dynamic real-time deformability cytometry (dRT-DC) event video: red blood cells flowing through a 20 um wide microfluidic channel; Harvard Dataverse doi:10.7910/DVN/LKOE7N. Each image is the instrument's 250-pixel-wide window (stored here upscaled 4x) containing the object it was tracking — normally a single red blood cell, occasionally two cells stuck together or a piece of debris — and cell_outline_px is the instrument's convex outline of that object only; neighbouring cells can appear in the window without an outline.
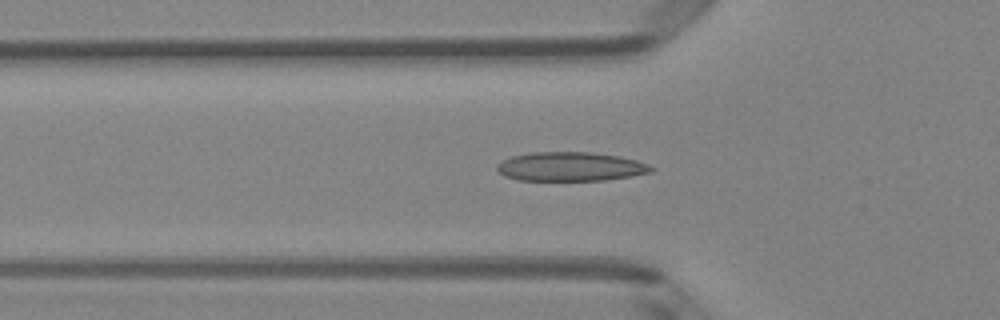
{"species": "Egyptian fruit bat (a non-hibernating species)", "species_latin": "Rousettus aegyptiacus", "temperature_condition": "room temperature", "stored_images_in_passage": 50, "segment_of_instrument_passage": [1, 2], "camera_frame_rate_fps": 3000, "um_per_image_px": 0.085, "animal": {"sex": "female"}, "frame": {"image": 1, "passage_image": 16, "time_ms": 5.0, "image_size_px": [1000, 320], "cell_outline_px": [[656, 168], [652, 172], [632, 176], [604, 180], [520, 180], [504, 176], [496, 168], [496, 164], [512, 156], [532, 152], [592, 152], [620, 156], [636, 160], [648, 164]], "centroid_in_image_um": [48.52, 14.16], "position_along_channel_um": 77.3, "area_um2": 26.13}}
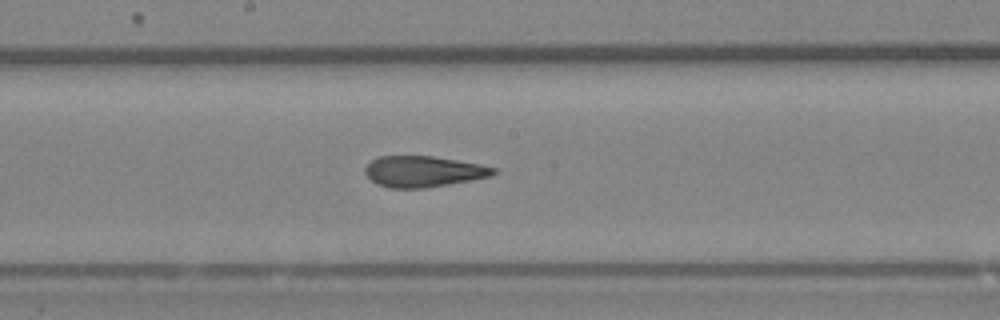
{"frame": {"image": 2, "passage_image": 26, "time_ms": 8.333, "image_size_px": [1000, 320], "cell_outline_px": [[496, 172], [492, 176], [472, 180], [424, 188], [388, 188], [376, 184], [364, 172], [364, 168], [376, 156], [432, 156], [480, 164], [496, 168]], "centroid_in_image_um": [35.97, 14.58], "position_along_channel_um": 212.2, "area_um2": 23.18}}
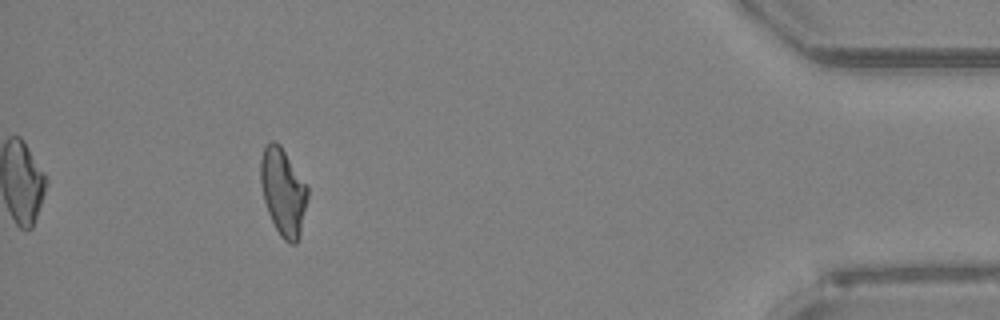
{"frame": {"image": 3, "passage_image": 45, "time_ms": 14.667, "image_size_px": [1000, 320], "cell_outline_px": [[308, 196], [300, 236], [296, 244], [292, 244], [284, 240], [280, 236], [268, 212], [264, 200], [260, 184], [260, 160], [264, 148], [272, 140], [276, 140], [280, 144], [308, 188]], "centroid_in_image_um": [24.06, 16.31], "position_along_channel_um": 411.1, "area_um2": 23.76}}